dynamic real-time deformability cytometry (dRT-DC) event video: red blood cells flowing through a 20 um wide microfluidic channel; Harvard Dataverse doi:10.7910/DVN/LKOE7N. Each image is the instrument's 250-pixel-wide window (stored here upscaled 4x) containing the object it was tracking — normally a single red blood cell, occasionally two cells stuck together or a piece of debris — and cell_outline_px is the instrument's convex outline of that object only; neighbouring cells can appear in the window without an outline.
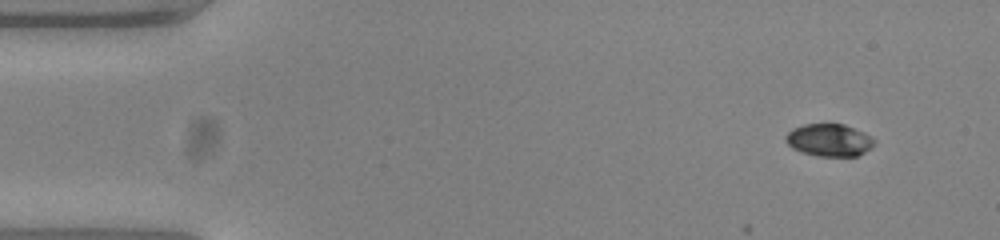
{"species": "common noctule bat (a hibernating species)", "species_latin": "Nyctalus noctula", "temperature_condition": "warm", "stored_images_in_passage": 7, "camera_frame_rate_fps": 3000, "um_per_image_px": 0.085, "animal": {"sex": "female", "body_mass_g": 23.0, "forearm_length_mm": 53.4}, "frame": {"image": 1, "passage_image": 1, "time_ms": 0.0, "image_size_px": [1000, 240], "cell_outline_px": [[876, 140], [864, 152], [856, 156], [816, 156], [792, 148], [784, 140], [784, 136], [792, 128], [804, 124], [844, 124], [864, 132], [872, 136]], "centroid_in_image_um": [70.45, 11.89], "position_along_channel_um": 14.5, "area_um2": 16.7}}